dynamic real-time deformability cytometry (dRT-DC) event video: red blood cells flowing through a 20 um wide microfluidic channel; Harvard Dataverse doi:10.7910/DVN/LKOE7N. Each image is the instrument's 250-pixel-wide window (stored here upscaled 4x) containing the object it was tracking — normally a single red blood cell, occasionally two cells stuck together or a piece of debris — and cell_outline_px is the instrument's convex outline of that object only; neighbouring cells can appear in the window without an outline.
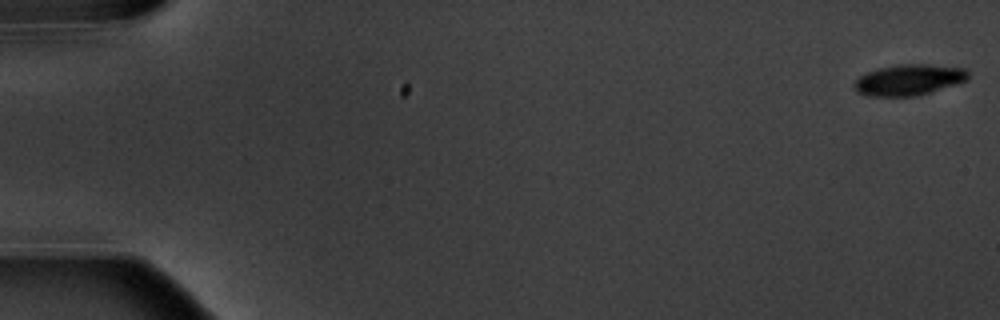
{"species": "common noctule bat (a hibernating species)", "species_latin": "Nyctalus noctula", "temperature_condition": "warm", "stored_images_in_passage": 5, "camera_frame_rate_fps": 3000, "um_per_image_px": 0.085, "animal": {"sex": "male", "body_mass_g": 20.1, "forearm_length_mm": 53.5}, "frame": {"image": 1, "passage_image": 1, "time_ms": 0.0, "image_size_px": [1000, 320], "cell_outline_px": [[968, 80], [956, 84], [916, 96], [868, 96], [856, 92], [852, 84], [860, 76], [868, 72], [880, 68], [896, 64], [928, 64], [968, 68]], "centroid_in_image_um": [77.26, 6.78], "position_along_channel_um": 7.7, "area_um2": 20.63}}
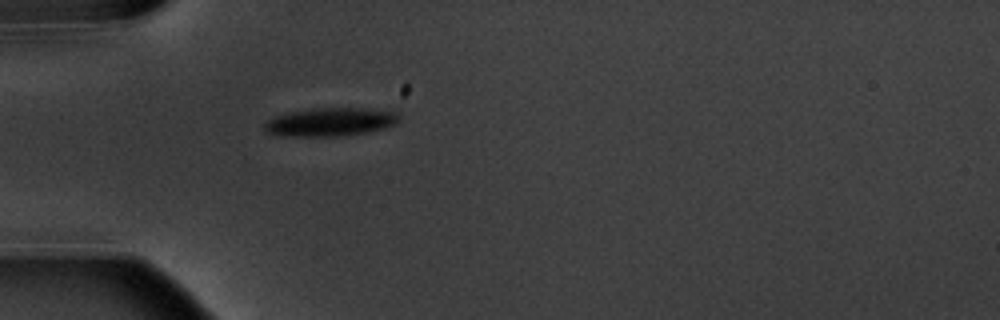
{"frame": {"image": 2, "passage_image": 5, "time_ms": 5.667, "image_size_px": [1000, 320], "cell_outline_px": [[400, 116], [396, 124], [384, 128], [368, 132], [336, 136], [276, 136], [268, 132], [264, 128], [264, 124], [268, 120], [276, 116], [288, 112], [312, 108], [360, 108], [396, 112]], "centroid_in_image_um": [28.05, 10.37], "position_along_channel_um": 56.9, "area_um2": 22.2}}